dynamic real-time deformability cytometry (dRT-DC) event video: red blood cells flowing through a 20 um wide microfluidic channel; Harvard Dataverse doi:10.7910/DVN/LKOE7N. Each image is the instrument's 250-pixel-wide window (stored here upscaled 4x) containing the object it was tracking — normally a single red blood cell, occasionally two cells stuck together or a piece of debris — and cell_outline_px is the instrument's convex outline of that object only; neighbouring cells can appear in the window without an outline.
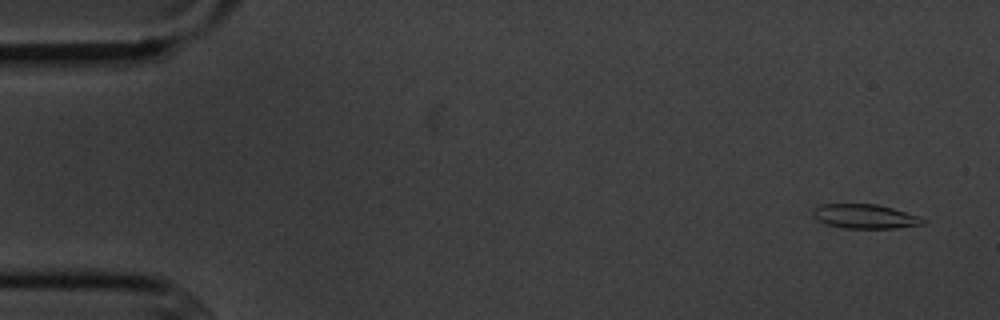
{"species": "common noctule bat (a hibernating species)", "species_latin": "Nyctalus noctula", "temperature_condition": "cold", "stored_images_in_passage": 8, "camera_frame_rate_fps": 3000, "um_per_image_px": 0.085, "animal": {"sex": "male", "body_mass_g": 20.1, "forearm_length_mm": 53.5}, "frame": {"image": 1, "passage_image": 1, "time_ms": 0.0, "image_size_px": [1000, 320], "cell_outline_px": [[924, 224], [896, 228], [844, 228], [828, 224], [812, 216], [812, 212], [816, 208], [824, 204], [876, 204], [892, 208], [916, 216], [924, 220]], "centroid_in_image_um": [73.5, 18.39], "position_along_channel_um": 11.5, "area_um2": 15.14}}
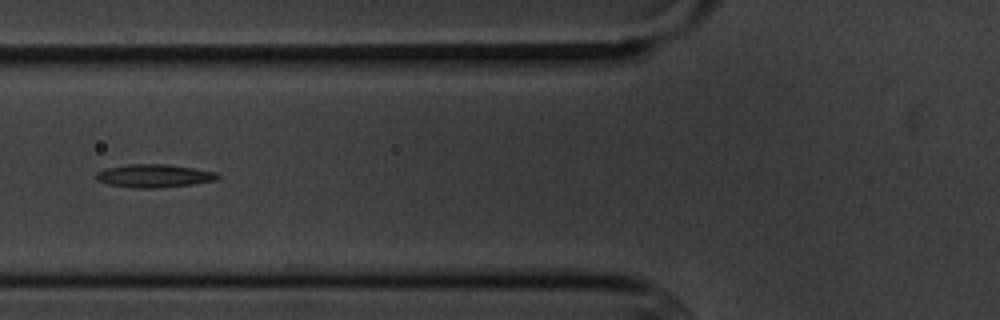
{"frame": {"image": 2, "passage_image": 6, "time_ms": 6.0, "image_size_px": [1000, 320], "cell_outline_px": [[220, 176], [216, 180], [192, 184], [160, 188], [136, 188], [108, 184], [96, 180], [96, 172], [104, 168], [128, 164], [168, 164], [216, 172]], "centroid_in_image_um": [13.06, 14.94], "position_along_channel_um": 112.7, "area_um2": 16.42}}
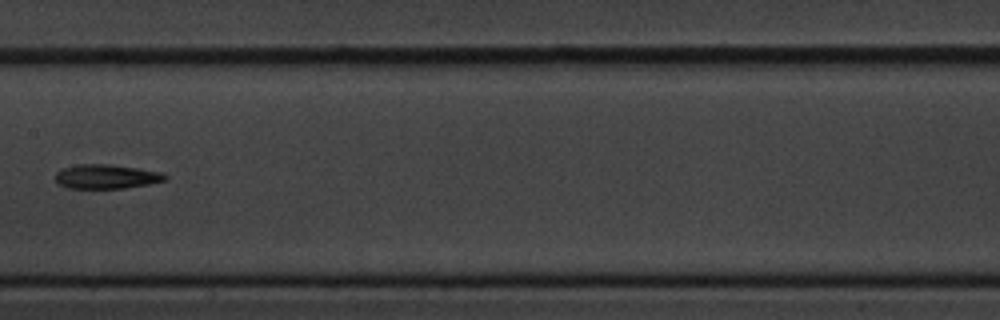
{"frame": {"image": 3, "passage_image": 8, "time_ms": 8.333, "image_size_px": [1000, 320], "cell_outline_px": [[168, 176], [164, 180], [148, 184], [124, 188], [68, 188], [56, 184], [56, 172], [64, 168], [80, 164], [108, 164], [136, 168], [160, 172]], "centroid_in_image_um": [9.0, 15.01], "position_along_channel_um": 198.4, "area_um2": 15.32}}